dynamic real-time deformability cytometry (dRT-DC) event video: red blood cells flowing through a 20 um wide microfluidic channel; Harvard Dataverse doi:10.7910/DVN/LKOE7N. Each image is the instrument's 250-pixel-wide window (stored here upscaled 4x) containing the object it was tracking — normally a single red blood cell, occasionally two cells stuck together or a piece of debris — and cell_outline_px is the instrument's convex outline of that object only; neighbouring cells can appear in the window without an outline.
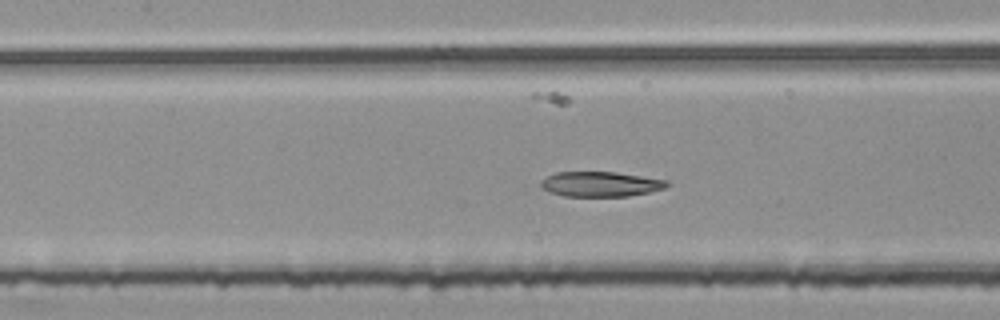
{"species": "common noctule bat (a hibernating species)", "species_latin": "Nyctalus noctula", "temperature_condition": "room temperature", "stored_images_in_passage": 51, "segment_of_instrument_passage": [2, 2], "camera_frame_rate_fps": 3000, "um_per_image_px": 0.085, "animal": {"sex": "female", "body_mass_g": 25.1}, "frame": {"image": 1, "passage_image": 24, "time_ms": 7.667, "image_size_px": [1000, 320], "cell_outline_px": [[668, 184], [664, 188], [648, 192], [628, 196], [564, 196], [548, 192], [540, 188], [540, 180], [556, 172], [616, 172], [668, 180]], "centroid_in_image_um": [50.99, 15.65], "position_along_channel_um": 156.4, "area_um2": 18.38}}
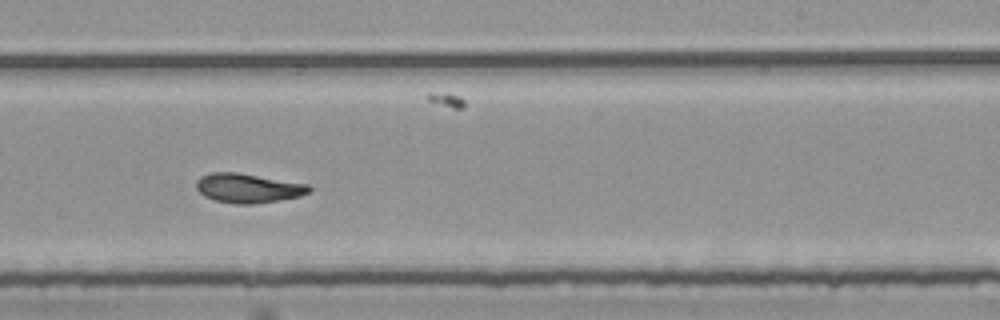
{"frame": {"image": 2, "passage_image": 33, "time_ms": 10.667, "image_size_px": [1000, 320], "cell_outline_px": [[312, 192], [300, 196], [252, 204], [232, 204], [216, 200], [204, 196], [196, 188], [196, 180], [200, 176], [208, 172], [236, 172], [308, 184], [312, 188]], "centroid_in_image_um": [21.07, 15.98], "position_along_channel_um": 267.9, "area_um2": 19.31}}
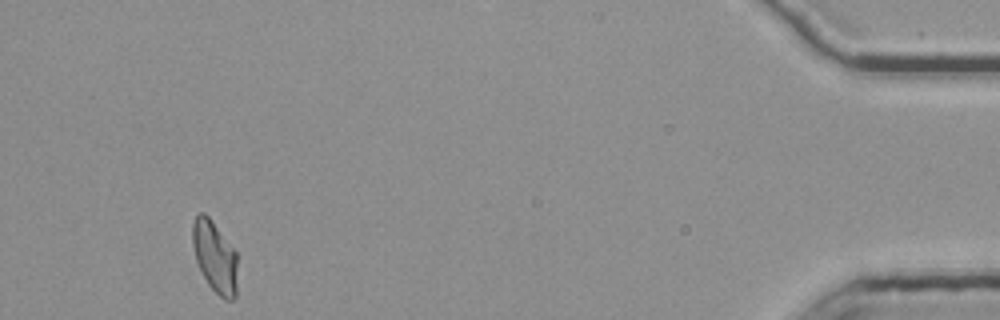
{"frame": {"image": 3, "passage_image": 51, "time_ms": 16.667, "image_size_px": [1000, 320], "cell_outline_px": [[236, 296], [232, 300], [224, 300], [208, 284], [196, 260], [192, 244], [192, 224], [196, 216], [200, 212], [204, 212], [208, 216], [236, 252]], "centroid_in_image_um": [18.25, 21.82], "position_along_channel_um": 417.0, "area_um2": 18.38}}